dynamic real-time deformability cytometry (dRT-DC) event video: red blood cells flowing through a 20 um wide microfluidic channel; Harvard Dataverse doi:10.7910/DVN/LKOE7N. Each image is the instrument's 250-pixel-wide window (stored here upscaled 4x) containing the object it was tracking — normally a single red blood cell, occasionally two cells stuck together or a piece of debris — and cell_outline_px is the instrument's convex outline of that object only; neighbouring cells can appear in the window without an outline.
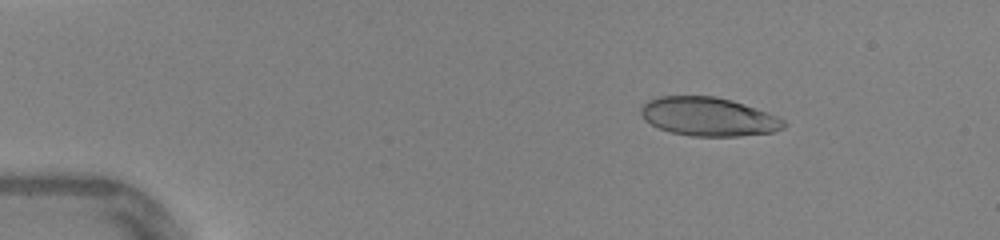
{"species": "human", "species_latin": "Homo sapiens", "temperature_condition": "warm", "stored_images_in_passage": 44, "camera_frame_rate_fps": 3000, "um_per_image_px": 0.085, "donor": {"sex": "female"}, "frame": {"image": 1, "passage_image": 5, "time_ms": 1.333, "image_size_px": [1000, 240], "cell_outline_px": [[788, 124], [784, 128], [772, 132], [740, 136], [692, 136], [672, 132], [660, 128], [644, 120], [640, 112], [640, 108], [648, 100], [660, 96], [716, 96], [732, 100], [744, 104], [776, 116], [784, 120]], "centroid_in_image_um": [60.22, 9.91], "position_along_channel_um": 24.8, "area_um2": 32.08}}
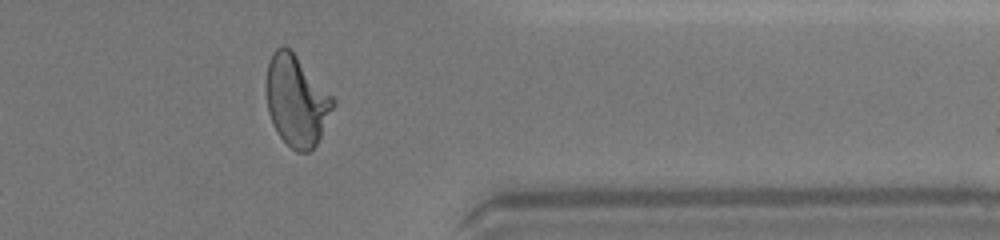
{"frame": {"image": 2, "passage_image": 36, "time_ms": 11.667, "image_size_px": [1000, 240], "cell_outline_px": [[336, 104], [316, 144], [308, 152], [296, 152], [280, 136], [272, 124], [268, 112], [264, 88], [264, 84], [268, 60], [272, 52], [276, 48], [284, 44], [296, 56], [336, 100]], "centroid_in_image_um": [25.16, 8.54], "position_along_channel_um": 386.2, "area_um2": 35.43}}
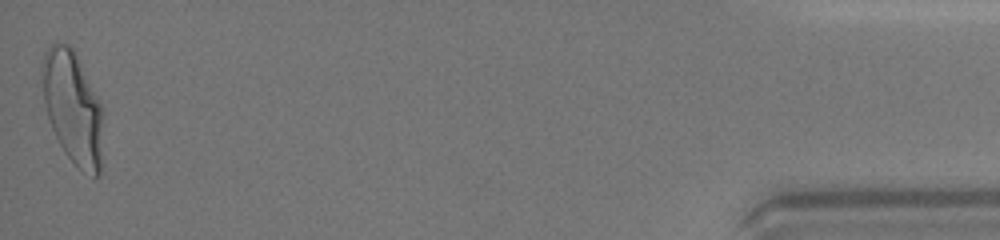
{"frame": {"image": 3, "passage_image": 44, "time_ms": 14.333, "image_size_px": [1000, 240], "cell_outline_px": [[104, 108], [100, 176], [92, 176], [76, 168], [64, 152], [52, 128], [44, 104], [40, 80], [40, 64], [44, 52], [52, 40], [56, 40], [72, 44]], "centroid_in_image_um": [6.17, 9.06], "position_along_channel_um": 429.0, "area_um2": 41.62}, "authors_computed_cell_mechanics": {"area_um2": 34.1598, "velocity_mm_per_s": 4.3925, "shape_relaxation_time_tau1_ms": 3.1191, "shape_relaxation_time_tau2_ms": null, "deformation_change_tau1": 0.2025, "deformation_change_tau2": null}}